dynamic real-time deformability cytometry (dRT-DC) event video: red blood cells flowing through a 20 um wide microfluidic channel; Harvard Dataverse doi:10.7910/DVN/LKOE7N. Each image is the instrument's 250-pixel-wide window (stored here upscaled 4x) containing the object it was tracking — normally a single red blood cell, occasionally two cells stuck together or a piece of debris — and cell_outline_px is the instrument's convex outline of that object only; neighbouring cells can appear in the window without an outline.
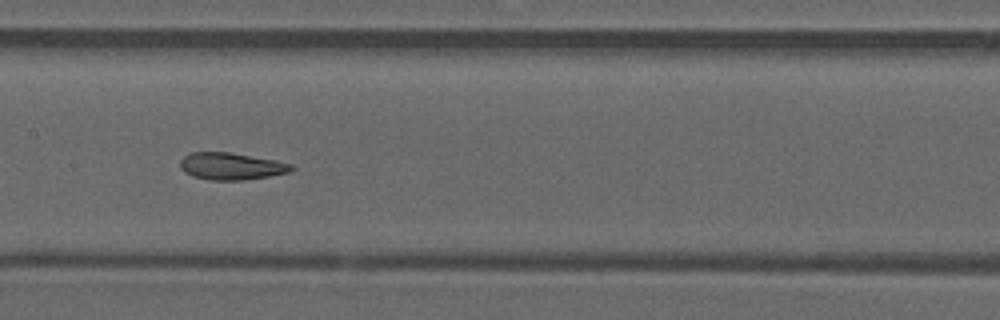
{"species": "common noctule bat (a hibernating species)", "species_latin": "Nyctalus noctula", "temperature_condition": "warm", "stored_images_in_passage": 35, "camera_frame_rate_fps": 3000, "um_per_image_px": 0.085, "animal": {"sex": "male", "forearm_length_mm": 52.5}, "frame": {"image": 1, "passage_image": 11, "time_ms": 3.333, "image_size_px": [1000, 320], "cell_outline_px": [[296, 168], [288, 172], [268, 176], [244, 180], [208, 180], [192, 176], [184, 172], [180, 168], [180, 160], [188, 152], [228, 152], [276, 160], [292, 164]], "centroid_in_image_um": [19.62, 14.13], "position_along_channel_um": 187.8, "area_um2": 17.63}}
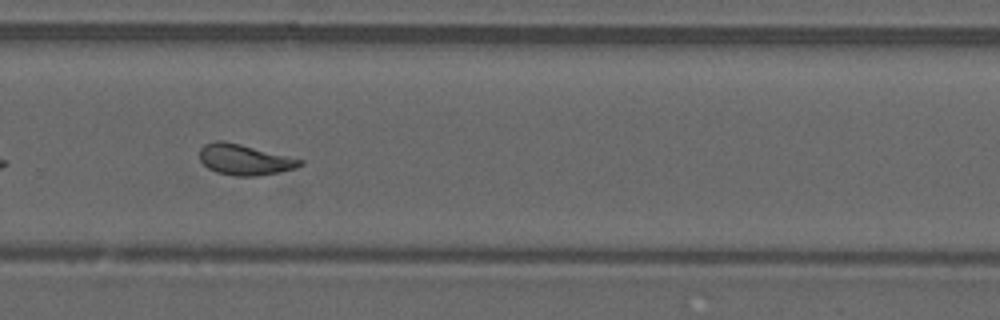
{"frame": {"image": 2, "passage_image": 20, "time_ms": 6.333, "image_size_px": [1000, 320], "cell_outline_px": [[304, 164], [296, 168], [280, 172], [256, 176], [236, 176], [216, 172], [208, 168], [200, 160], [200, 148], [204, 144], [216, 140], [224, 140], [304, 160]], "centroid_in_image_um": [20.78, 13.57], "position_along_channel_um": 309.0, "area_um2": 17.98}, "authors_computed_cell_mechanics": {"area_um2": 17.7446, "velocity_mm_per_s": 4.0626, "shape_relaxation_time_tau1_ms": null, "shape_relaxation_time_tau2_ms": 1.7897, "deformation_change_tau1": null, "deformation_change_tau2": 0.0963}}